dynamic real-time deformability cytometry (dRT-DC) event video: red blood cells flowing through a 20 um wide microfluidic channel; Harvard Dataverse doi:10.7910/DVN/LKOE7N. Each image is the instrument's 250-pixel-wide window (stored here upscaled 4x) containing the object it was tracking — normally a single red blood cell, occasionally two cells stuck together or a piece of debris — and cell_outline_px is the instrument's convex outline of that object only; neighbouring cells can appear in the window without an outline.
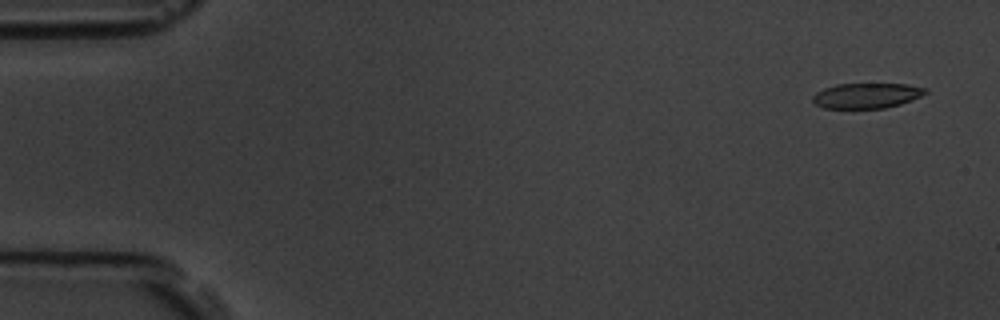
{"species": "common noctule bat (a hibernating species)", "species_latin": "Nyctalus noctula", "temperature_condition": "room temperature", "stored_images_in_passage": 6, "segment_of_instrument_passage": [1, 2], "camera_frame_rate_fps": 3000, "um_per_image_px": 0.085, "animal": {"sex": "male", "body_mass_g": 19.5, "forearm_length_mm": 54.6}, "frame": {"image": 1, "passage_image": 1, "time_ms": 0.0, "image_size_px": [1000, 320], "cell_outline_px": [[928, 92], [912, 100], [900, 104], [884, 108], [824, 108], [816, 104], [812, 100], [812, 96], [816, 92], [824, 88], [836, 84], [908, 84], [924, 88]], "centroid_in_image_um": [73.64, 8.12], "position_along_channel_um": 11.4, "area_um2": 16.47}}